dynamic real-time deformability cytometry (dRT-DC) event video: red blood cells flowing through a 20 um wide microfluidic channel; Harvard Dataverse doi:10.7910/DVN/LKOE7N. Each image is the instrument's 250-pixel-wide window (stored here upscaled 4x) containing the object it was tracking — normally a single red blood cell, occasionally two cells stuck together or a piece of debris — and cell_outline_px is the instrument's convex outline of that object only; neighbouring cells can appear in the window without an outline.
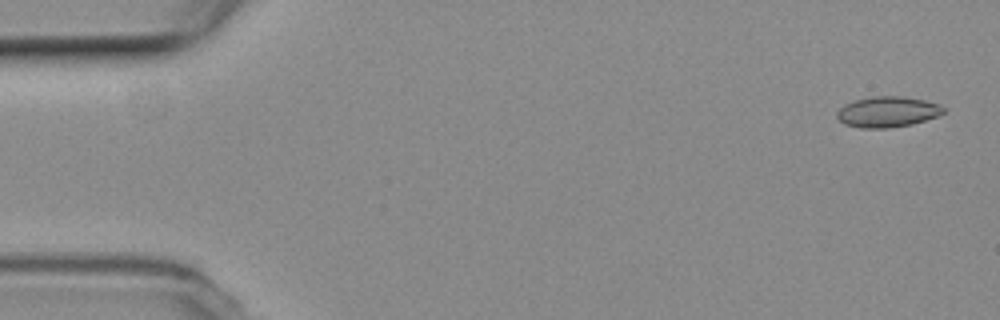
{"species": "common noctule bat (a hibernating species)", "species_latin": "Nyctalus noctula", "temperature_condition": "room temperature", "stored_images_in_passage": 6, "camera_frame_rate_fps": 3000, "um_per_image_px": 0.085, "animal": {"sex": "female", "body_mass_g": 19.3, "forearm_length_mm": 54.1}, "frame": {"image": 1, "passage_image": 2, "time_ms": 0.333, "image_size_px": [1000, 320], "cell_outline_px": [[944, 112], [936, 116], [912, 124], [888, 128], [860, 128], [844, 124], [836, 116], [836, 112], [844, 104], [856, 100], [872, 96], [900, 96], [924, 100], [940, 104], [944, 108]], "centroid_in_image_um": [75.41, 9.51], "position_along_channel_um": 9.6, "area_um2": 18.96}}